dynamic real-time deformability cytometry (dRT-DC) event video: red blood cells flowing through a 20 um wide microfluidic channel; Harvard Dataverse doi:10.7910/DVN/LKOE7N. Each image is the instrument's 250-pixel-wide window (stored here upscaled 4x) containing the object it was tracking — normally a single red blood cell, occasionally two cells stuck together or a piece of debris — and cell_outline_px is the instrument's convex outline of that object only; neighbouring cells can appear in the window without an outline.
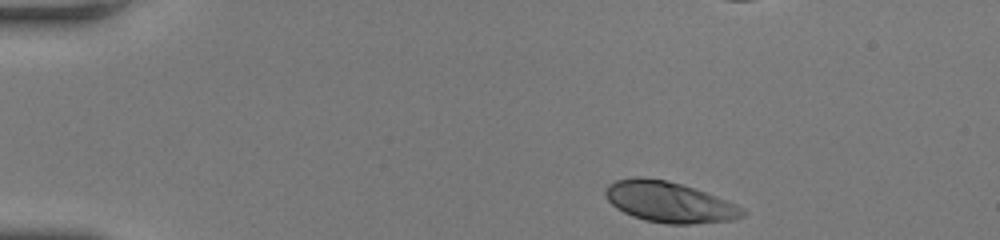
{"species": "human", "species_latin": "Homo sapiens", "temperature_condition": "room temperature", "stored_images_in_passage": 43, "camera_frame_rate_fps": 3000, "um_per_image_px": 0.085, "donor": {"sex": "female"}, "frame": {"image": 1, "passage_image": 1, "time_ms": 0.0, "image_size_px": [1000, 240], "cell_outline_px": [[744, 216], [732, 220], [688, 224], [668, 224], [644, 220], [632, 216], [616, 208], [604, 196], [604, 192], [608, 184], [616, 180], [636, 176], [640, 176], [668, 180], [728, 200], [744, 208]], "centroid_in_image_um": [56.86, 17.17], "position_along_channel_um": 28.1, "area_um2": 32.54}}
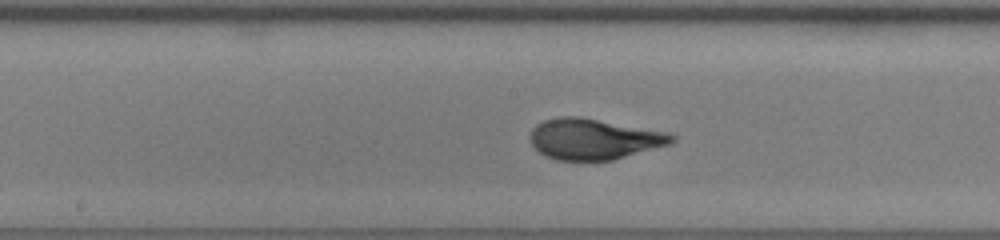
{"frame": {"image": 2, "passage_image": 22, "time_ms": 7.0, "image_size_px": [1000, 240], "cell_outline_px": [[676, 140], [672, 144], [612, 160], [556, 160], [544, 156], [532, 144], [528, 136], [532, 128], [536, 124], [544, 120], [560, 116], [580, 116], [668, 132], [676, 136]], "centroid_in_image_um": [50.48, 11.81], "position_along_channel_um": 197.7, "area_um2": 33.99}}
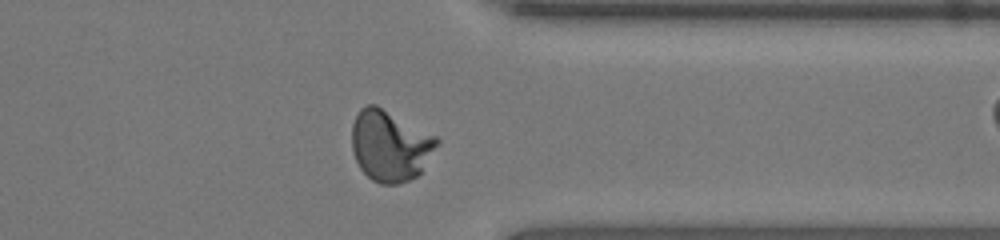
{"frame": {"image": 3, "passage_image": 37, "time_ms": 12.0, "image_size_px": [1000, 240], "cell_outline_px": [[440, 140], [420, 172], [416, 176], [400, 184], [380, 184], [372, 180], [360, 168], [352, 152], [352, 124], [360, 108], [368, 104], [376, 104], [436, 136]], "centroid_in_image_um": [33.12, 12.37], "position_along_channel_um": 378.3, "area_um2": 34.97}, "authors_computed_cell_mechanics": {"area_um2": 33.0038, "velocity_mm_per_s": 3.6542, "shape_relaxation_time_tau1_ms": 5.2216, "shape_relaxation_time_tau2_ms": null, "deformation_change_tau1": 0.2352, "deformation_change_tau2": null}}